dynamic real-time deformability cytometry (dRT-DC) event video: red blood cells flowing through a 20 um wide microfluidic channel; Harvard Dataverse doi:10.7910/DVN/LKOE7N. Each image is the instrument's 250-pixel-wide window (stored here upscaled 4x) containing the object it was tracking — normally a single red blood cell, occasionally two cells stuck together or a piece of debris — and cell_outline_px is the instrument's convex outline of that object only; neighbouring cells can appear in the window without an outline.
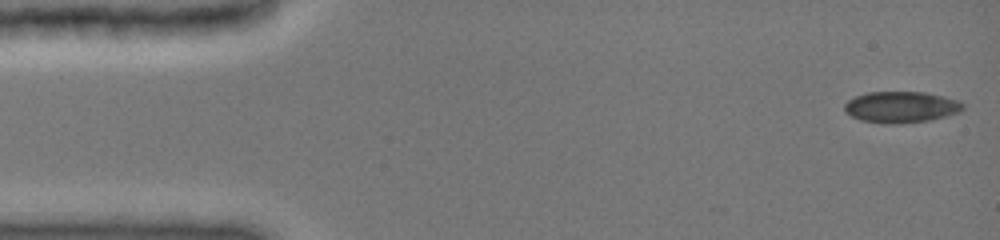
{"species": "common noctule bat (a hibernating species)", "species_latin": "Nyctalus noctula", "temperature_condition": "cold", "stored_images_in_passage": 8, "camera_frame_rate_fps": 3000, "um_per_image_px": 0.085, "animal": {"sex": "female", "body_mass_g": 19.0, "forearm_length_mm": 51.5}, "frame": {"image": 1, "passage_image": 1, "time_ms": 0.0, "image_size_px": [1000, 240], "cell_outline_px": [[964, 108], [960, 112], [928, 120], [900, 124], [884, 124], [860, 120], [844, 112], [844, 104], [848, 100], [856, 96], [868, 92], [924, 92], [956, 100], [964, 104]], "centroid_in_image_um": [76.54, 9.11], "position_along_channel_um": 8.5, "area_um2": 21.5}}
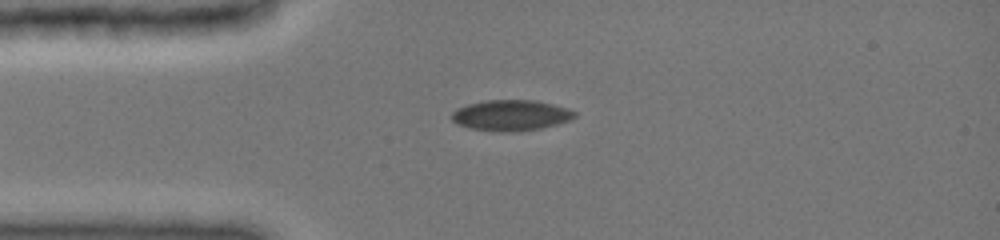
{"frame": {"image": 2, "passage_image": 7, "time_ms": 3.333, "image_size_px": [1000, 240], "cell_outline_px": [[576, 116], [568, 120], [556, 124], [540, 128], [508, 132], [500, 132], [468, 128], [456, 124], [452, 120], [452, 112], [456, 108], [468, 104], [484, 100], [536, 100], [568, 108], [576, 112]], "centroid_in_image_um": [43.39, 9.79], "position_along_channel_um": 41.6, "area_um2": 22.02}}